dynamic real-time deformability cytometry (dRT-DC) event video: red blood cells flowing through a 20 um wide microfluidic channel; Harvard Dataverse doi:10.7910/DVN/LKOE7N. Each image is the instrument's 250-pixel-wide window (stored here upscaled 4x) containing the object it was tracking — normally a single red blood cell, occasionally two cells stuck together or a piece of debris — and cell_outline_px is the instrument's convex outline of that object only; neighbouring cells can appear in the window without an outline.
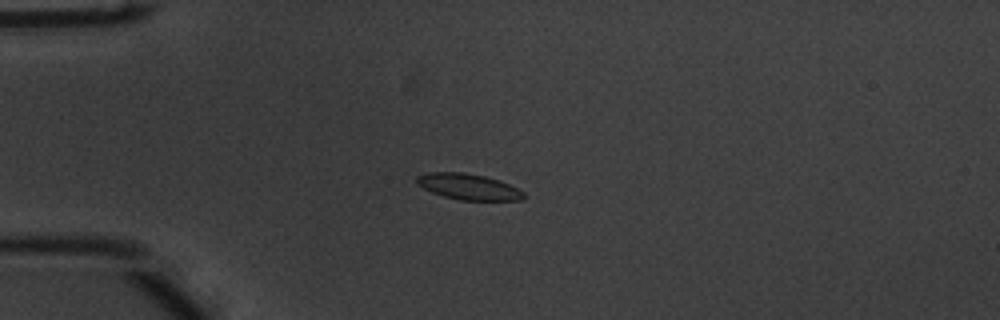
{"species": "common noctule bat (a hibernating species)", "species_latin": "Nyctalus noctula", "temperature_condition": "warm", "stored_images_in_passage": 55, "camera_frame_rate_fps": 3000, "um_per_image_px": 0.085, "animal": {"sex": "male", "body_mass_g": 20.1, "forearm_length_mm": 53.5}, "frame": {"image": 1, "passage_image": 15, "time_ms": 4.667, "image_size_px": [1000, 320], "cell_outline_px": [[524, 200], [460, 200], [444, 196], [432, 192], [416, 184], [416, 176], [428, 172], [464, 172], [484, 176], [508, 184], [524, 192]], "centroid_in_image_um": [39.78, 15.87], "position_along_channel_um": 45.2, "area_um2": 16.01}}
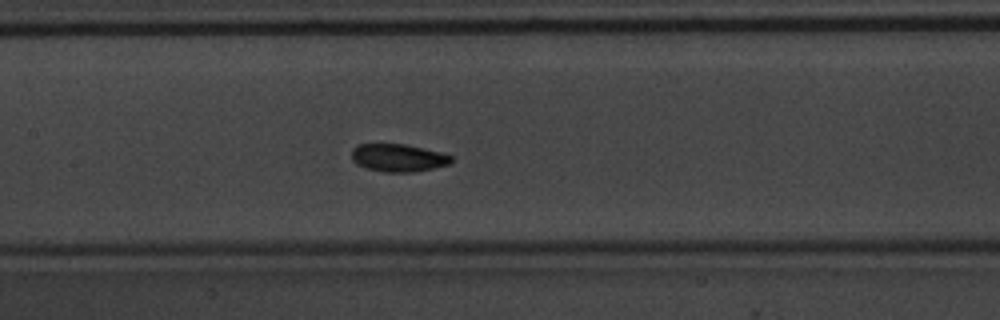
{"frame": {"image": 2, "passage_image": 27, "time_ms": 8.667, "image_size_px": [1000, 320], "cell_outline_px": [[452, 160], [448, 164], [416, 172], [384, 172], [368, 168], [356, 164], [352, 160], [352, 148], [356, 144], [404, 144], [424, 148], [440, 152], [452, 156]], "centroid_in_image_um": [33.82, 13.41], "position_along_channel_um": 173.6, "area_um2": 16.07}}
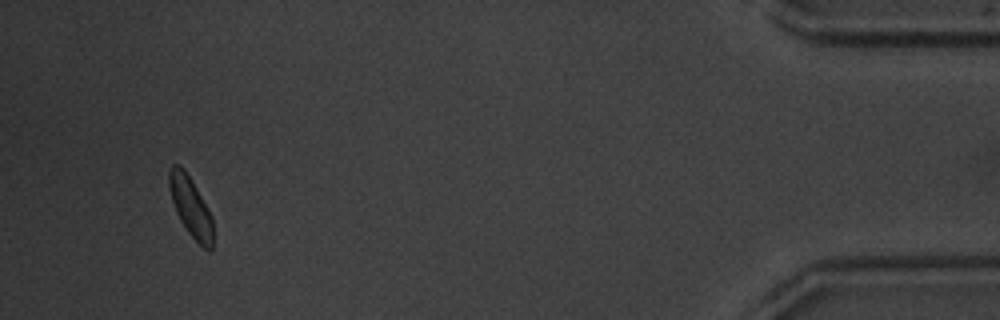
{"frame": {"image": 3, "passage_image": 52, "time_ms": 17.0, "image_size_px": [1000, 320], "cell_outline_px": [[212, 252], [208, 252], [188, 232], [180, 220], [176, 212], [168, 188], [168, 172], [172, 164], [180, 164], [184, 168], [208, 208], [212, 216]], "centroid_in_image_um": [16.19, 17.55], "position_along_channel_um": 419.0, "area_um2": 15.26}, "authors_computed_cell_mechanics": {"area_um2": 15.7216, "velocity_mm_per_s": 3.7677, "shape_relaxation_time_tau1_ms": 2.0126, "shape_relaxation_time_tau2_ms": null, "deformation_change_tau1": 0.0763, "deformation_change_tau2": null}}